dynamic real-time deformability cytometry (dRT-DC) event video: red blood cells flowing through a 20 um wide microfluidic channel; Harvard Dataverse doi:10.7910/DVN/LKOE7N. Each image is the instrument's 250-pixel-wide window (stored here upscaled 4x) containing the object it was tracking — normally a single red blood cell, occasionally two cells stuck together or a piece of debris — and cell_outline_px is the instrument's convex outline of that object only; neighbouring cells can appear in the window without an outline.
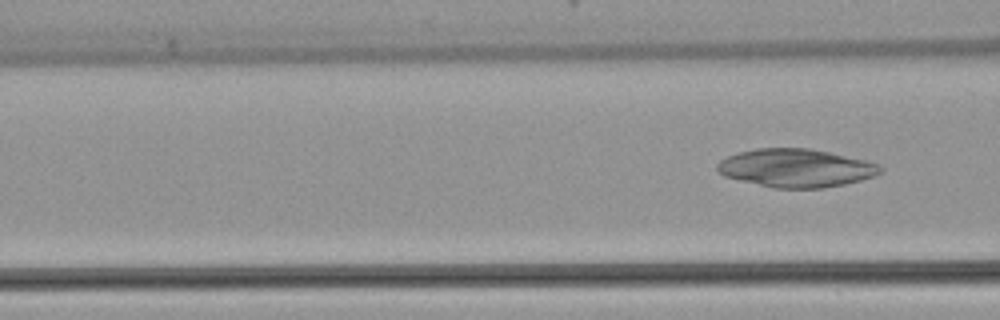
{"species": "common noctule bat (a hibernating species)", "species_latin": "Nyctalus noctula", "temperature_condition": "warm", "stored_images_in_passage": 4, "camera_frame_rate_fps": 3000, "um_per_image_px": 0.085, "animal": {"sex": "female", "body_mass_g": 22.7, "forearm_length_mm": 54.2}, "frame": {"image": 1, "passage_image": 4, "time_ms": 4.667, "image_size_px": [1000, 320], "cell_outline_px": [[884, 168], [880, 172], [872, 176], [860, 180], [844, 184], [824, 188], [772, 188], [724, 176], [716, 168], [716, 164], [720, 160], [728, 156], [740, 152], [756, 148], [808, 148], [828, 152], [864, 160], [880, 164]], "centroid_in_image_um": [67.64, 14.28], "position_along_channel_um": 99.0, "area_um2": 36.13}}